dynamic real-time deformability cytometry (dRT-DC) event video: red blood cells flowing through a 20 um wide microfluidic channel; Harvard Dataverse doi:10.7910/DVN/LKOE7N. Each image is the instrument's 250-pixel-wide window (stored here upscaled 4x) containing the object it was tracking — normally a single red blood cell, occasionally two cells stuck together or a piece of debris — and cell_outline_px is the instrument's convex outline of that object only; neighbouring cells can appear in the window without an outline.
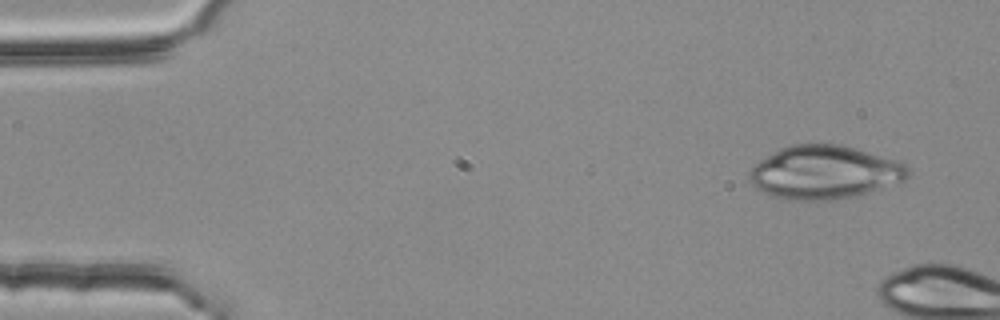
{"species": "common noctule bat (a hibernating species)", "species_latin": "Nyctalus noctula", "temperature_condition": "room temperature", "stored_images_in_passage": 5, "camera_frame_rate_fps": 3000, "um_per_image_px": 0.085, "animal": {"sex": "female", "body_mass_g": 25.1}, "frame": {"image": 1, "passage_image": 1, "time_ms": 0.0, "image_size_px": [1000, 320], "cell_outline_px": [[908, 176], [904, 180], [856, 196], [832, 200], [788, 200], [768, 196], [756, 188], [748, 180], [748, 172], [760, 160], [780, 148], [788, 144], [840, 144], [892, 160], [904, 164], [908, 168]], "centroid_in_image_um": [69.98, 14.66], "position_along_channel_um": 15.0, "area_um2": 49.01}}